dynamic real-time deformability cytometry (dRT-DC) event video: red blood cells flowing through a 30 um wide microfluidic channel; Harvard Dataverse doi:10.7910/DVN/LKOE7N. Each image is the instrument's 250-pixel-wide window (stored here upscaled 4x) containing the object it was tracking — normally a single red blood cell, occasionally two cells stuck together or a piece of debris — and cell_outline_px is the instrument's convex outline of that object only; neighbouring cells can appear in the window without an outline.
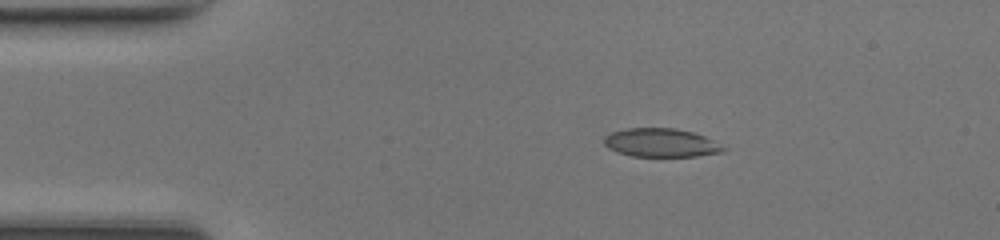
{"species": "common noctule bat (a hibernating species)", "species_latin": "Nyctalus noctula", "temperature_condition": "room temperature", "stored_images_in_passage": 40, "camera_frame_rate_fps": 3000, "um_per_image_px": 0.085, "animal": {"sex": "female", "body_mass_g": 17.0, "forearm_length_mm": 48.0}, "frame": {"image": 1, "passage_image": 1, "time_ms": 0.0, "image_size_px": [1000, 240], "cell_outline_px": [[728, 148], [720, 152], [696, 156], [632, 156], [616, 152], [608, 148], [604, 144], [604, 136], [612, 132], [624, 128], [676, 128], [692, 132], [704, 136]], "centroid_in_image_um": [56.15, 12.13], "position_along_channel_um": 28.9, "area_um2": 19.83}}
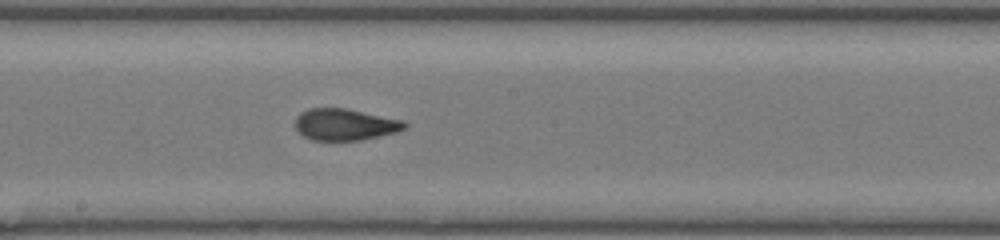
{"frame": {"image": 2, "passage_image": 18, "time_ms": 5.667, "image_size_px": [1000, 240], "cell_outline_px": [[408, 124], [404, 128], [396, 132], [360, 140], [312, 140], [304, 136], [296, 128], [296, 116], [300, 112], [308, 108], [344, 108], [404, 120]], "centroid_in_image_um": [29.31, 10.57], "position_along_channel_um": 218.9, "area_um2": 20.0}}
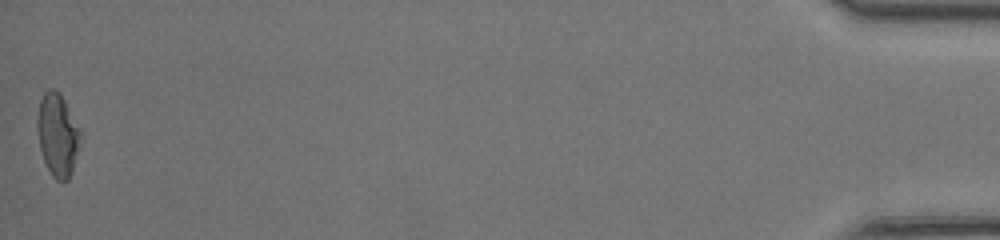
{"frame": {"image": 3, "passage_image": 40, "time_ms": 13.0, "image_size_px": [1000, 240], "cell_outline_px": [[80, 132], [76, 152], [72, 168], [68, 180], [64, 184], [56, 180], [52, 176], [44, 160], [40, 148], [36, 124], [36, 116], [40, 100], [44, 92], [48, 88], [52, 88], [64, 100], [80, 128]], "centroid_in_image_um": [4.85, 11.46], "position_along_channel_um": 430.3, "area_um2": 20.4}, "authors_computed_cell_mechanics": {"area_um2": 20.1144, "velocity_mm_per_s": 4.3313, "shape_relaxation_time_tau1_ms": null, "shape_relaxation_time_tau2_ms": 1.2103, "deformation_change_tau1": null, "deformation_change_tau2": 0.0644}}